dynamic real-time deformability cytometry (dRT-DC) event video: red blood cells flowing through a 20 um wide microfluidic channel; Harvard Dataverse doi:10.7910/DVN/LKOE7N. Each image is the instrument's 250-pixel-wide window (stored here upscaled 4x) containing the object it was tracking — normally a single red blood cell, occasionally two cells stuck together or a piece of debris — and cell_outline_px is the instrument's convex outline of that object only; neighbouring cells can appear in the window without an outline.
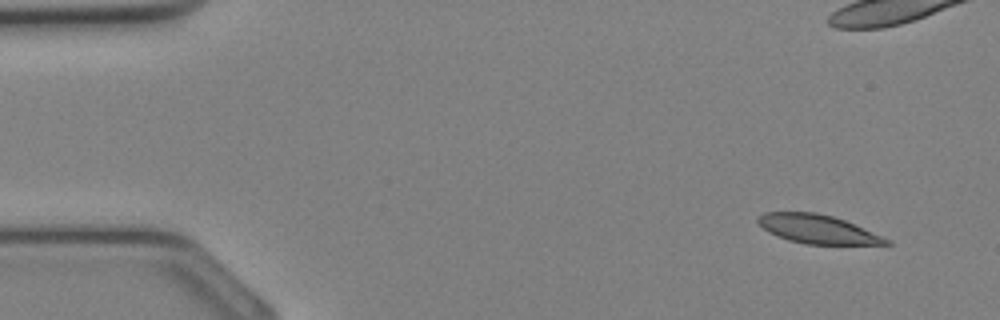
{"species": "Egyptian fruit bat (a non-hibernating species)", "species_latin": "Rousettus aegyptiacus", "temperature_condition": "cold", "stored_images_in_passage": 7, "camera_frame_rate_fps": 3000, "um_per_image_px": 0.085, "animal": {"sex": "female"}, "frame": {"image": 1, "passage_image": 1, "time_ms": 0.0, "image_size_px": [1000, 320], "cell_outline_px": [[892, 244], [808, 244], [788, 240], [776, 236], [764, 228], [756, 220], [756, 216], [764, 212], [816, 212], [832, 216], [844, 220], [892, 240]], "centroid_in_image_um": [69.48, 19.47], "position_along_channel_um": 15.5, "area_um2": 21.33}}